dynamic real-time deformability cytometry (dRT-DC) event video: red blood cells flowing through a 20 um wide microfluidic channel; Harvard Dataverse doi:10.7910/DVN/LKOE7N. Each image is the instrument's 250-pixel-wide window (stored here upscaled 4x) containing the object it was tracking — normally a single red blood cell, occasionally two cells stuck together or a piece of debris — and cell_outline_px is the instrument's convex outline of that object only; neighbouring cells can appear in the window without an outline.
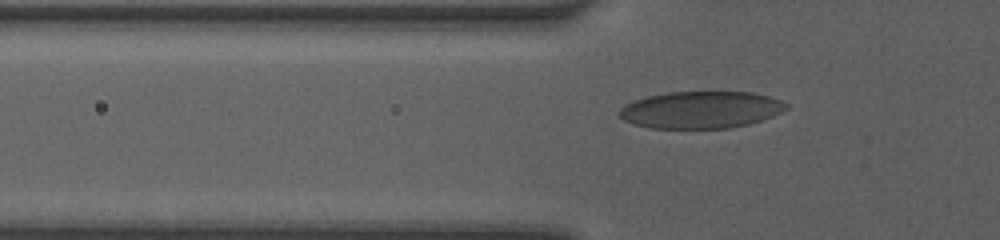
{"species": "human", "species_latin": "Homo sapiens", "temperature_condition": "room temperature", "stored_images_in_passage": 5, "segment_of_instrument_passage": [2, 2], "camera_frame_rate_fps": 3000, "um_per_image_px": 0.085, "donor": {"sex": "female"}, "frame": {"image": 1, "passage_image": 5, "time_ms": 4.667, "image_size_px": [1000, 240], "cell_outline_px": [[788, 108], [772, 116], [748, 124], [728, 128], [652, 128], [636, 124], [624, 120], [620, 116], [620, 108], [624, 104], [648, 96], [668, 92], [752, 92], [768, 96], [780, 100], [788, 104]], "centroid_in_image_um": [59.58, 9.33], "position_along_channel_um": 66.2, "area_um2": 35.72}}